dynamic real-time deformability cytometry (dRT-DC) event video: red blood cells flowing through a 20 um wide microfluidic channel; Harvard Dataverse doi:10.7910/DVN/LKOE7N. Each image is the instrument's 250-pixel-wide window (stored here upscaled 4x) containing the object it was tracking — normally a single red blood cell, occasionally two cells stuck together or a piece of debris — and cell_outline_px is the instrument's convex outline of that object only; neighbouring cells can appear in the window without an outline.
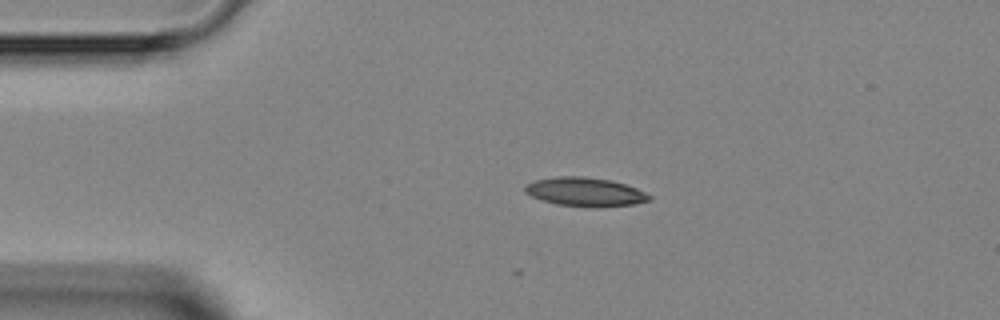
{"species": "Egyptian fruit bat (a non-hibernating species)", "species_latin": "Rousettus aegyptiacus", "temperature_condition": "room temperature", "stored_images_in_passage": 7, "camera_frame_rate_fps": 3000, "um_per_image_px": 0.085, "animal": {"sex": "female"}, "frame": {"image": 1, "passage_image": 2, "time_ms": 1.0, "image_size_px": [1000, 320], "cell_outline_px": [[652, 200], [632, 204], [556, 204], [532, 196], [524, 192], [524, 184], [536, 180], [556, 176], [584, 176], [612, 180], [636, 188], [652, 196]], "centroid_in_image_um": [49.69, 16.24], "position_along_channel_um": 35.3, "area_um2": 19.88}}
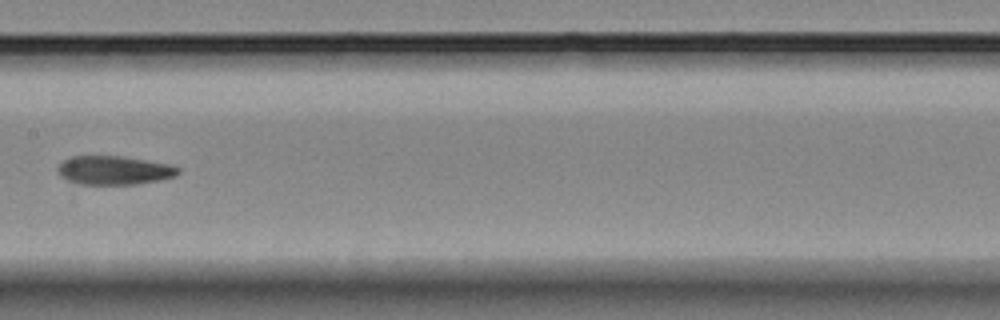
{"frame": {"image": 2, "passage_image": 6, "time_ms": 5.667, "image_size_px": [1000, 320], "cell_outline_px": [[180, 172], [176, 176], [136, 184], [80, 184], [68, 180], [60, 176], [56, 172], [56, 168], [68, 156], [124, 156], [172, 164], [180, 168]], "centroid_in_image_um": [9.69, 14.46], "position_along_channel_um": 197.7, "area_um2": 20.35}}
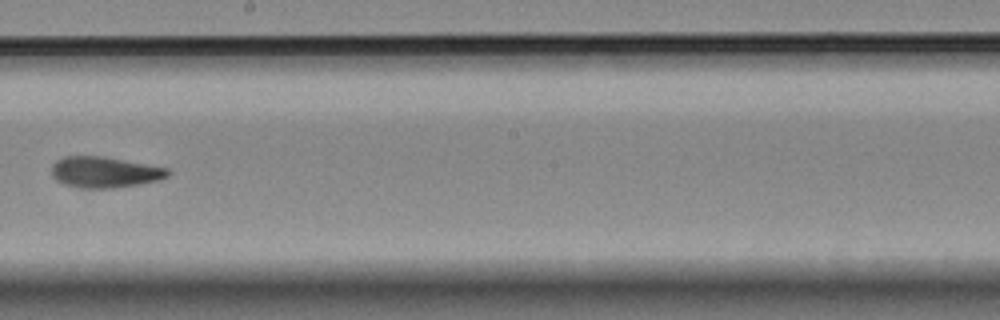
{"frame": {"image": 3, "passage_image": 7, "time_ms": 6.667, "image_size_px": [1000, 320], "cell_outline_px": [[172, 172], [168, 176], [160, 180], [112, 188], [80, 188], [64, 184], [56, 180], [52, 176], [52, 164], [56, 160], [64, 156], [104, 156], [168, 168]], "centroid_in_image_um": [8.89, 14.63], "position_along_channel_um": 239.3, "area_um2": 21.04}}